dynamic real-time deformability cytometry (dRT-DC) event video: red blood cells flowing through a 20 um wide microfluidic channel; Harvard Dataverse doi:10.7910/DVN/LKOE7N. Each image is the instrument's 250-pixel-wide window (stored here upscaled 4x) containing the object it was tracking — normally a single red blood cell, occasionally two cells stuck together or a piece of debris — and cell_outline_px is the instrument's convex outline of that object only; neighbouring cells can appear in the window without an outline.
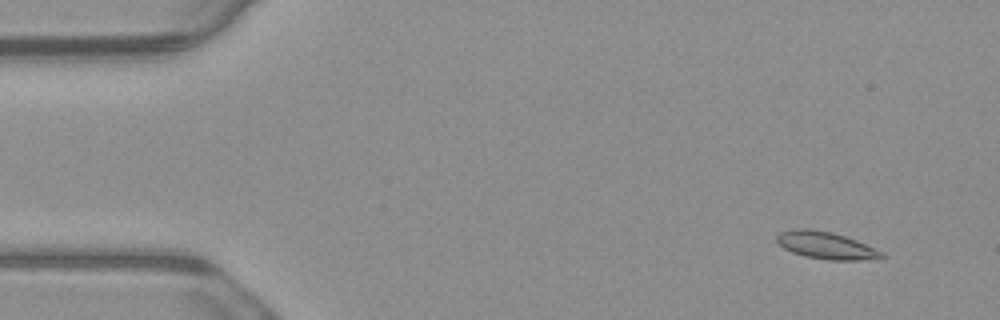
{"species": "common noctule bat (a hibernating species)", "species_latin": "Nyctalus noctula", "temperature_condition": "warm", "stored_images_in_passage": 5, "camera_frame_rate_fps": 3000, "um_per_image_px": 0.085, "animal": {"sex": "male", "body_mass_g": 23.1, "forearm_length_mm": 52.7}, "frame": {"image": 1, "passage_image": 2, "time_ms": 0.333, "image_size_px": [1000, 320], "cell_outline_px": [[884, 256], [860, 260], [828, 260], [804, 256], [792, 252], [784, 248], [776, 240], [776, 236], [780, 232], [792, 228], [808, 228], [832, 232], [856, 240], [884, 252]], "centroid_in_image_um": [70.16, 20.84], "position_along_channel_um": 14.8, "area_um2": 16.53}}
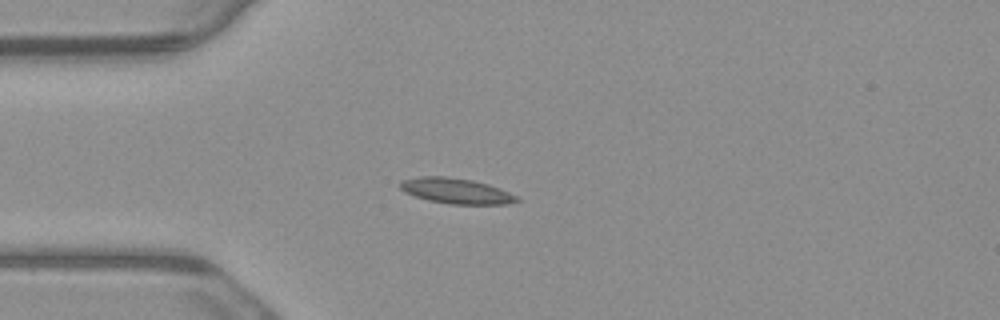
{"frame": {"image": 2, "passage_image": 5, "time_ms": 1.333, "image_size_px": [1000, 320], "cell_outline_px": [[520, 200], [508, 204], [452, 204], [428, 200], [404, 192], [400, 188], [400, 184], [404, 180], [420, 176], [448, 176], [472, 180], [488, 184], [500, 188], [516, 196]], "centroid_in_image_um": [38.78, 16.22], "position_along_channel_um": 46.2, "area_um2": 17.17}}